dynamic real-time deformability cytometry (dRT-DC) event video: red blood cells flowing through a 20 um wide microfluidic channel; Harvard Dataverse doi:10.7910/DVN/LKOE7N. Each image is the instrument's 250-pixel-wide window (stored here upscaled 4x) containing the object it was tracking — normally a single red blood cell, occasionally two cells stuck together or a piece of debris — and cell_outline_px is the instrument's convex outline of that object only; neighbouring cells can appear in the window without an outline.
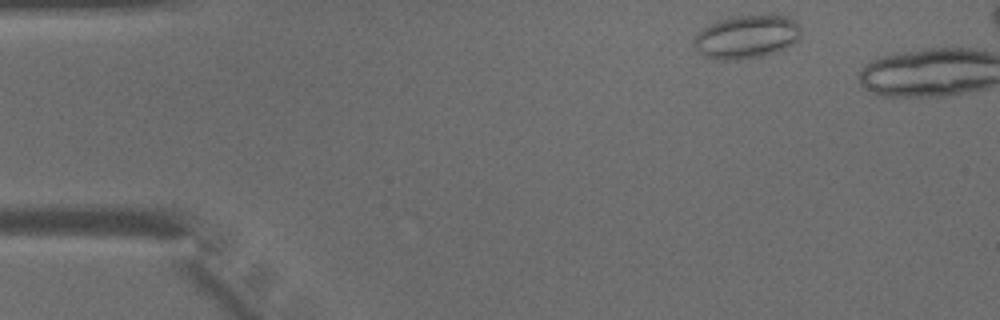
{"species": "common noctule bat (a hibernating species)", "species_latin": "Nyctalus noctula", "temperature_condition": "warm", "stored_images_in_passage": 34, "segment_of_instrument_passage": [1, 2], "camera_frame_rate_fps": 3000, "um_per_image_px": 0.085, "animal": {"sex": "male", "body_mass_g": 15.6}, "frame": {"image": 1, "passage_image": 1, "time_ms": 0.0, "image_size_px": [1000, 320], "cell_outline_px": [[804, 32], [792, 44], [776, 52], [764, 56], [740, 60], [716, 60], [704, 56], [692, 44], [692, 40], [704, 28], [716, 20], [732, 16], [776, 12], [796, 20], [800, 24]], "centroid_in_image_um": [63.52, 3.09], "position_along_channel_um": 21.5, "area_um2": 28.03}}
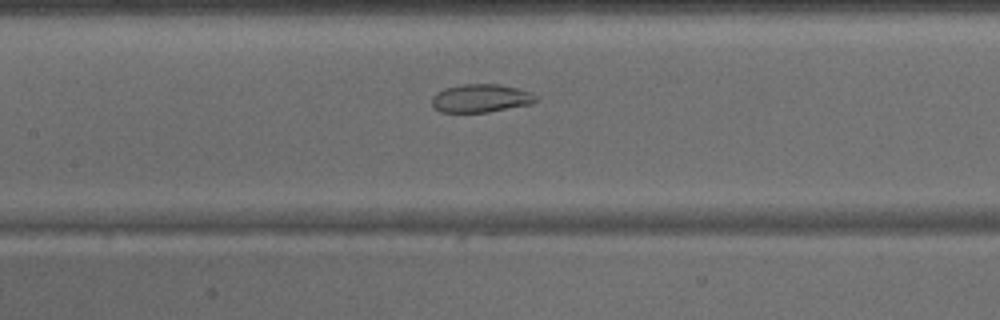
{"frame": {"image": 2, "passage_image": 16, "time_ms": 5.0, "image_size_px": [1000, 320], "cell_outline_px": [[540, 96], [532, 104], [488, 112], [440, 112], [432, 108], [432, 96], [436, 92], [444, 88], [460, 84], [500, 84], [532, 92]], "centroid_in_image_um": [40.87, 8.35], "position_along_channel_um": 166.5, "area_um2": 17.4}}
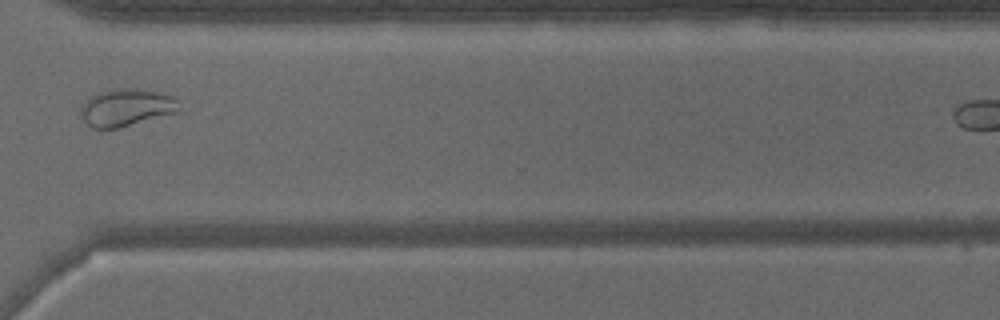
{"frame": {"image": 3, "passage_image": 29, "time_ms": 9.333, "image_size_px": [1000, 320], "cell_outline_px": [[180, 112], [120, 128], [92, 128], [80, 116], [80, 104], [88, 96], [100, 92], [116, 88], [136, 88], [164, 92], [176, 96], [180, 100]], "centroid_in_image_um": [10.79, 9.12], "position_along_channel_um": 359.8, "area_um2": 22.25}}